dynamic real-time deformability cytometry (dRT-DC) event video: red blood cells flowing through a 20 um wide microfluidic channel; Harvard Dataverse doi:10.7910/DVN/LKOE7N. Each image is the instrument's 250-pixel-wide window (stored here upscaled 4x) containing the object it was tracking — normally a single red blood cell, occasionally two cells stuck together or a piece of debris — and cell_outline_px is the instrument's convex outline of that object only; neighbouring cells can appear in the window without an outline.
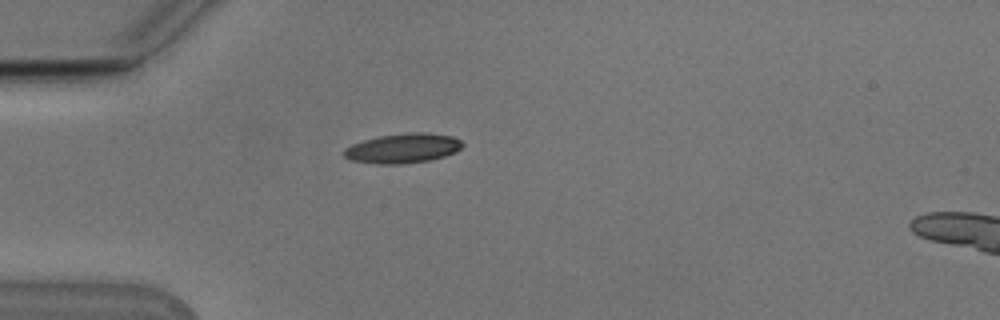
{"species": "Egyptian fruit bat (a non-hibernating species)", "species_latin": "Rousettus aegyptiacus", "temperature_condition": "cold", "stored_images_in_passage": 33, "camera_frame_rate_fps": 3000, "um_per_image_px": 0.085, "animal": {"sex": "male"}, "frame": {"image": 1, "passage_image": 1, "time_ms": 0.0, "image_size_px": [1000, 320], "cell_outline_px": [[464, 144], [456, 152], [432, 160], [400, 164], [376, 164], [352, 160], [344, 156], [344, 148], [352, 144], [364, 140], [380, 136], [408, 132], [428, 132], [452, 136], [460, 140]], "centroid_in_image_um": [34.27, 12.6], "position_along_channel_um": 50.7, "area_um2": 20.52}}
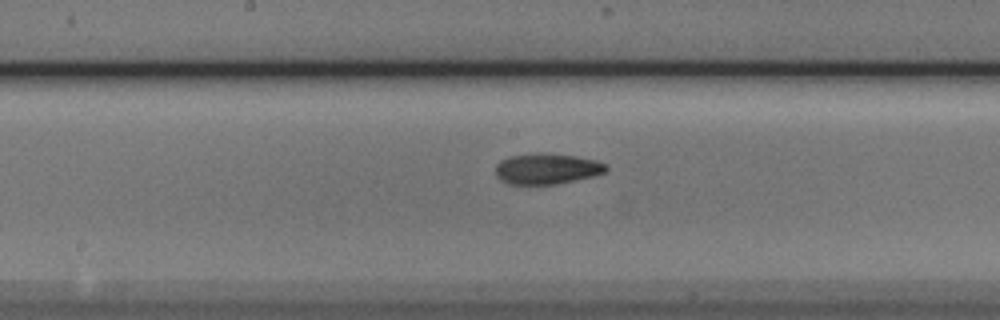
{"frame": {"image": 2, "passage_image": 14, "time_ms": 4.333, "image_size_px": [1000, 320], "cell_outline_px": [[608, 168], [604, 172], [592, 176], [556, 184], [508, 184], [500, 180], [496, 176], [496, 164], [500, 160], [508, 156], [540, 152], [544, 152], [576, 156], [596, 160], [608, 164]], "centroid_in_image_um": [46.46, 14.33], "position_along_channel_um": 201.7, "area_um2": 20.0}}
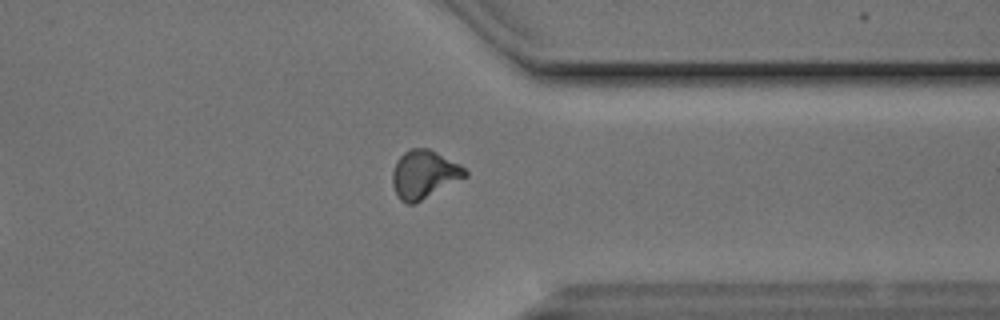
{"frame": {"image": 3, "passage_image": 28, "time_ms": 9.0, "image_size_px": [1000, 320], "cell_outline_px": [[468, 176], [416, 204], [408, 204], [400, 200], [392, 184], [392, 172], [396, 160], [404, 152], [412, 148], [428, 148], [460, 164], [468, 172]], "centroid_in_image_um": [36.05, 14.84], "position_along_channel_um": 375.3, "area_um2": 20.58}, "authors_computed_cell_mechanics": {"area_um2": 19.7676, "velocity_mm_per_s": 3.786, "shape_relaxation_time_tau1_ms": 7.0307, "shape_relaxation_time_tau2_ms": 3.7312, "deformation_change_tau1": 0.1603, "deformation_change_tau2": 0.1045}}